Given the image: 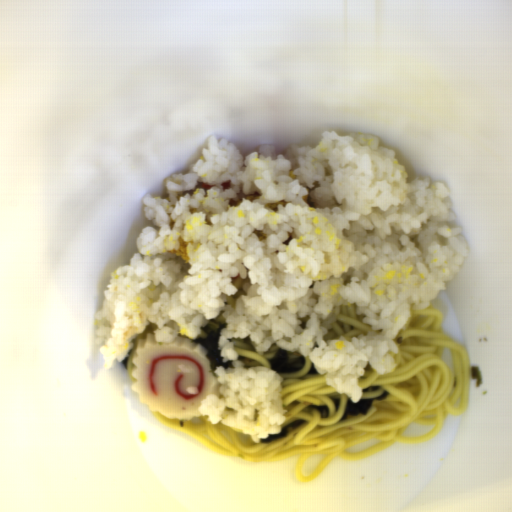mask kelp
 Wrapping results in <instances>:
<instances>
[{
    "instance_id": "99668d17",
    "label": "kelp",
    "mask_w": 512,
    "mask_h": 512,
    "mask_svg": "<svg viewBox=\"0 0 512 512\" xmlns=\"http://www.w3.org/2000/svg\"><path fill=\"white\" fill-rule=\"evenodd\" d=\"M227 328V322L224 324H220L219 328L213 331L209 326L202 327V331L206 334L205 336H200L199 338H191L185 337V339H192L195 342L202 345L204 348L208 350V366L213 374V376H218L215 374L217 367H222L227 369L231 364V359L222 362L221 352L217 349L218 339L220 336V332L222 329ZM219 377V376H218Z\"/></svg>"
},
{
    "instance_id": "cf089659",
    "label": "kelp",
    "mask_w": 512,
    "mask_h": 512,
    "mask_svg": "<svg viewBox=\"0 0 512 512\" xmlns=\"http://www.w3.org/2000/svg\"><path fill=\"white\" fill-rule=\"evenodd\" d=\"M306 360L303 354L287 352L281 348L270 361V368L279 374H292L305 367Z\"/></svg>"
},
{
    "instance_id": "604fcf36",
    "label": "kelp",
    "mask_w": 512,
    "mask_h": 512,
    "mask_svg": "<svg viewBox=\"0 0 512 512\" xmlns=\"http://www.w3.org/2000/svg\"><path fill=\"white\" fill-rule=\"evenodd\" d=\"M390 392L384 391L379 397L360 398L358 402L353 403L352 399H347L343 410L341 420H346L348 417H356L360 415H367L371 405L374 402H381L388 399Z\"/></svg>"
},
{
    "instance_id": "861f05c9",
    "label": "kelp",
    "mask_w": 512,
    "mask_h": 512,
    "mask_svg": "<svg viewBox=\"0 0 512 512\" xmlns=\"http://www.w3.org/2000/svg\"><path fill=\"white\" fill-rule=\"evenodd\" d=\"M303 424H305V420L296 419V420H294V421L284 425L282 429H279L278 433L270 434L267 437H260L259 442H262L264 444H269L271 442H274V441H276L278 439H281L284 436H286L290 428H294L295 429V428H297V427H299V426H301Z\"/></svg>"
}]
</instances>
